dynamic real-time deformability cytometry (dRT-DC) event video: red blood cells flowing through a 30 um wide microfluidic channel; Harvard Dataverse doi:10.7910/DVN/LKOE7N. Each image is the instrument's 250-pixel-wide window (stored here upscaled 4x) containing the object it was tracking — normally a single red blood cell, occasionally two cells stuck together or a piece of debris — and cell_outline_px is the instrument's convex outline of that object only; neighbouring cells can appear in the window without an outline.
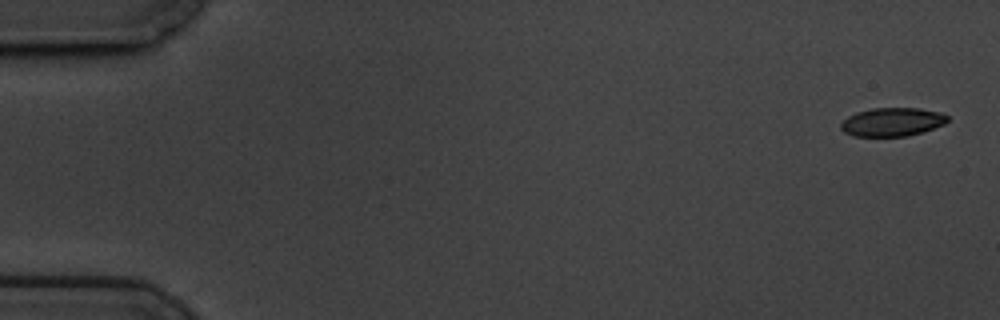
{"species": "common noctule bat (a hibernating species)", "species_latin": "Nyctalus noctula", "temperature_condition": "cold", "stored_images_in_passage": 6, "camera_frame_rate_fps": 3000, "um_per_image_px": 0.085, "animal": {"sex": "male", "body_mass_g": 19.5, "forearm_length_mm": 54.6}, "frame": {"image": 1, "passage_image": 1, "time_ms": 0.0, "image_size_px": [1000, 320], "cell_outline_px": [[948, 120], [944, 124], [908, 136], [852, 136], [844, 132], [840, 128], [840, 124], [848, 116], [856, 112], [872, 108], [920, 108], [940, 112], [948, 116]], "centroid_in_image_um": [75.81, 10.36], "position_along_channel_um": 9.2, "area_um2": 17.69}}
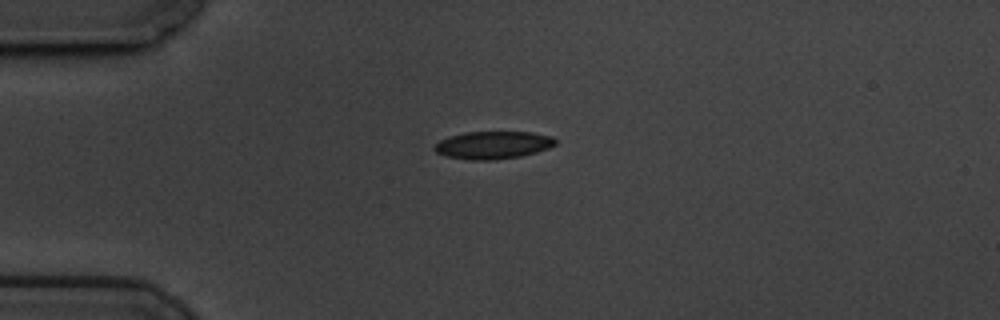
{"frame": {"image": 2, "passage_image": 4, "time_ms": 1.0, "image_size_px": [1000, 320], "cell_outline_px": [[556, 144], [548, 148], [536, 152], [520, 156], [492, 160], [472, 160], [444, 156], [436, 152], [432, 148], [440, 140], [448, 136], [464, 132], [532, 132], [552, 136], [556, 140]], "centroid_in_image_um": [41.88, 12.32], "position_along_channel_um": 43.1, "area_um2": 19.54}}
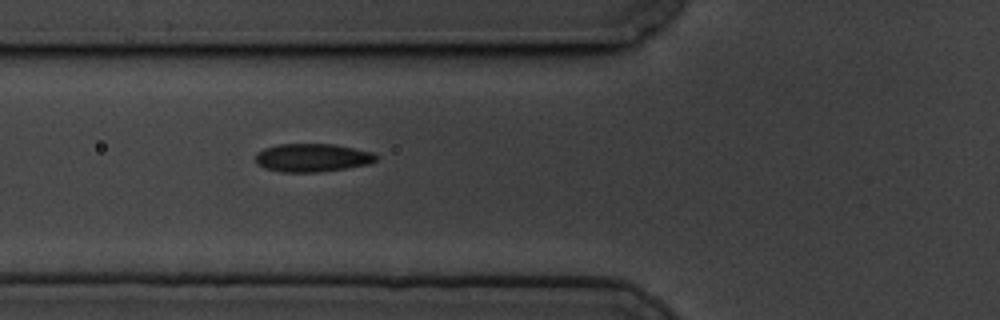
{"frame": {"image": 3, "passage_image": 6, "time_ms": 1.667, "image_size_px": [1000, 320], "cell_outline_px": [[380, 156], [376, 160], [368, 164], [320, 172], [280, 172], [264, 168], [256, 164], [256, 152], [264, 148], [276, 144], [332, 144], [372, 152]], "centroid_in_image_um": [26.5, 13.4], "position_along_channel_um": 99.3, "area_um2": 19.88}}